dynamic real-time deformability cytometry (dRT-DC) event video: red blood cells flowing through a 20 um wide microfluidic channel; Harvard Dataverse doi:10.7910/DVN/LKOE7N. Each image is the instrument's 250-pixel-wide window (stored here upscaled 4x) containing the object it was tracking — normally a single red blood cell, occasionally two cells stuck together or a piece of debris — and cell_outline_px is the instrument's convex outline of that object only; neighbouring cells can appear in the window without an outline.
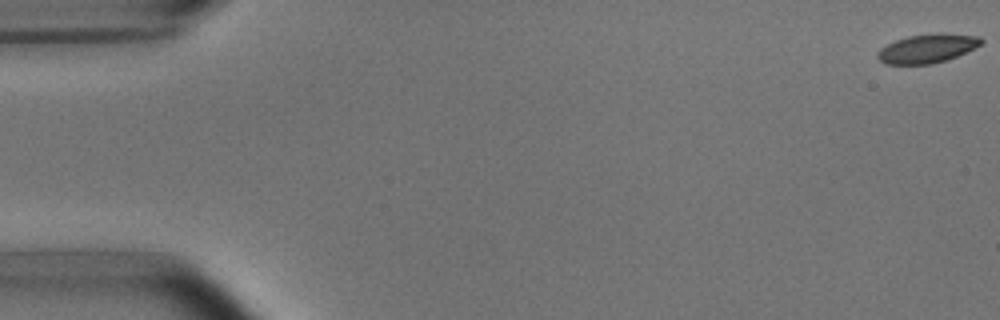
{"species": "common noctule bat (a hibernating species)", "species_latin": "Nyctalus noctula", "temperature_condition": "room temperature", "stored_images_in_passage": 5, "camera_frame_rate_fps": 3000, "um_per_image_px": 0.085, "animal": {"sex": "male", "body_mass_g": 15.6}, "frame": {"image": 1, "passage_image": 1, "time_ms": 0.0, "image_size_px": [1000, 320], "cell_outline_px": [[984, 40], [980, 44], [956, 56], [932, 64], [884, 64], [876, 56], [876, 52], [880, 48], [896, 40], [908, 36], [980, 36]], "centroid_in_image_um": [78.7, 4.18], "position_along_channel_um": 6.3, "area_um2": 16.3}}
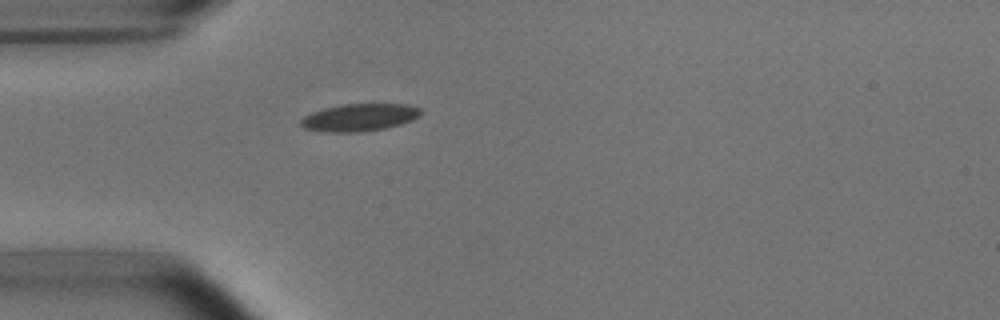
{"frame": {"image": 2, "passage_image": 5, "time_ms": 5.0, "image_size_px": [1000, 320], "cell_outline_px": [[420, 116], [412, 120], [400, 124], [384, 128], [360, 132], [324, 132], [304, 128], [300, 124], [300, 120], [304, 116], [312, 112], [324, 108], [344, 104], [408, 104], [420, 108]], "centroid_in_image_um": [30.53, 9.98], "position_along_channel_um": 54.5, "area_um2": 19.13}}